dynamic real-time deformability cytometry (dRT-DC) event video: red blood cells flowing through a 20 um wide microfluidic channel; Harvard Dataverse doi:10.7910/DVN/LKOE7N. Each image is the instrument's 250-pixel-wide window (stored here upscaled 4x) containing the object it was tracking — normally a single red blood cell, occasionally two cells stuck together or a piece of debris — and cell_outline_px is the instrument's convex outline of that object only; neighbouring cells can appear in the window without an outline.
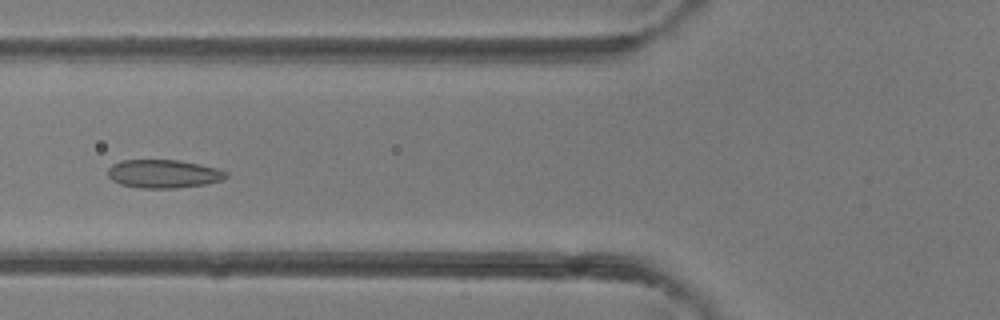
{"species": "common noctule bat (a hibernating species)", "species_latin": "Nyctalus noctula", "temperature_condition": "room temperature", "stored_images_in_passage": 41, "camera_frame_rate_fps": 3000, "um_per_image_px": 0.085, "animal": {"sex": "female"}, "frame": {"image": 1, "passage_image": 16, "time_ms": 5.0, "image_size_px": [1000, 320], "cell_outline_px": [[228, 176], [220, 180], [204, 184], [176, 188], [140, 188], [120, 184], [112, 180], [108, 176], [108, 168], [112, 164], [120, 160], [180, 160], [216, 168], [228, 172]], "centroid_in_image_um": [13.86, 14.77], "position_along_channel_um": 111.9, "area_um2": 19.48}}
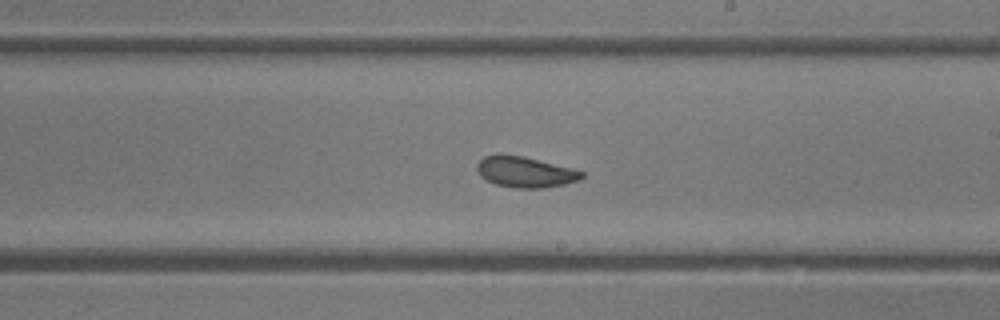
{"frame": {"image": 2, "passage_image": 24, "time_ms": 7.667, "image_size_px": [1000, 320], "cell_outline_px": [[584, 176], [580, 180], [564, 184], [544, 188], [516, 188], [496, 184], [480, 176], [476, 168], [476, 164], [484, 156], [500, 152], [524, 156], [572, 168], [584, 172]], "centroid_in_image_um": [44.62, 14.59], "position_along_channel_um": 244.4, "area_um2": 19.07}}
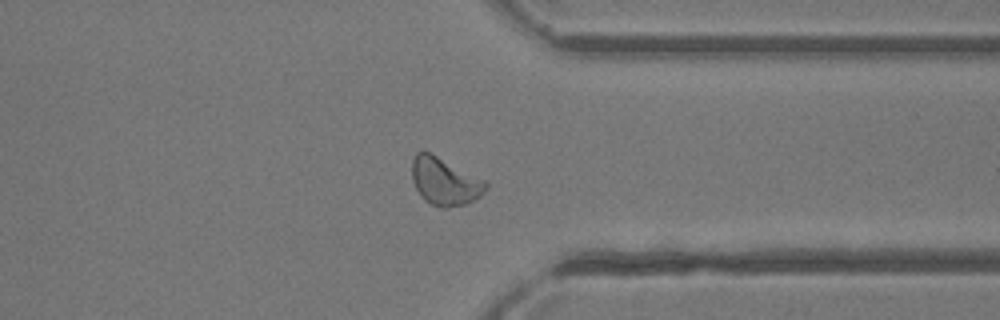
{"frame": {"image": 3, "passage_image": 32, "time_ms": 10.333, "image_size_px": [1000, 320], "cell_outline_px": [[488, 188], [480, 196], [464, 204], [448, 208], [440, 208], [424, 200], [420, 196], [412, 180], [412, 160], [416, 152], [432, 152], [488, 180]], "centroid_in_image_um": [37.83, 15.4], "position_along_channel_um": 373.6, "area_um2": 20.98}}